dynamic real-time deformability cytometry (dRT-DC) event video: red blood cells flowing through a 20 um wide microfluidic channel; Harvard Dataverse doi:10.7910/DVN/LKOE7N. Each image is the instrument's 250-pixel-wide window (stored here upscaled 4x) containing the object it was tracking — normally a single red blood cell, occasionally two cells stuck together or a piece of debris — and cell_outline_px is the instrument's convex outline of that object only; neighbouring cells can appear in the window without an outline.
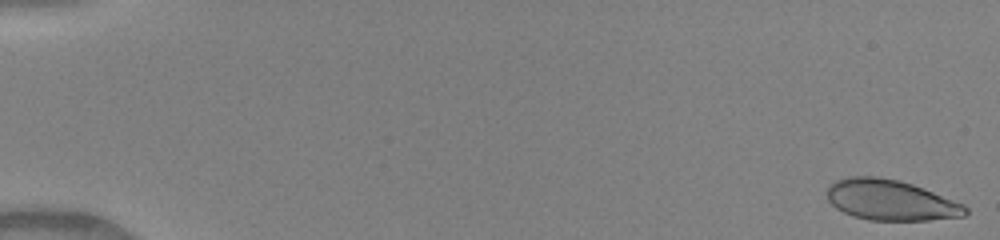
{"species": "human", "species_latin": "Homo sapiens", "temperature_condition": "warm", "stored_images_in_passage": 49, "camera_frame_rate_fps": 3000, "um_per_image_px": 0.085, "donor": {"sex": "female"}, "frame": {"image": 1, "passage_image": 1, "time_ms": 0.0, "image_size_px": [1000, 240], "cell_outline_px": [[968, 212], [964, 216], [928, 220], [868, 220], [852, 216], [836, 208], [828, 200], [828, 188], [836, 180], [848, 176], [876, 176], [900, 180], [924, 188], [964, 204], [968, 208]], "centroid_in_image_um": [75.71, 17.01], "position_along_channel_um": 9.3, "area_um2": 32.71}}
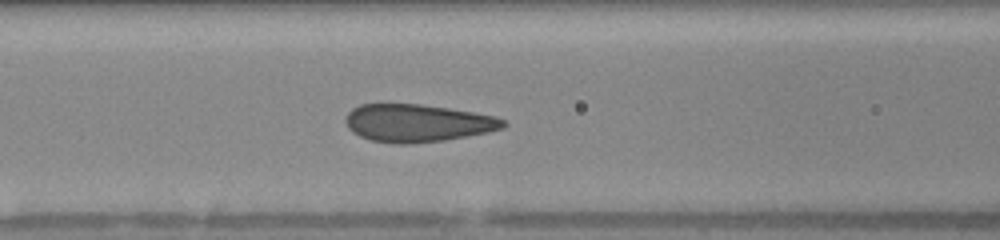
{"frame": {"image": 2, "passage_image": 22, "time_ms": 7.0, "image_size_px": [1000, 240], "cell_outline_px": [[508, 124], [504, 128], [488, 132], [468, 136], [444, 140], [408, 144], [396, 144], [368, 140], [352, 132], [348, 128], [344, 120], [348, 112], [352, 108], [360, 104], [420, 104], [448, 108], [496, 116], [504, 120]], "centroid_in_image_um": [35.47, 10.46], "position_along_channel_um": 131.1, "area_um2": 34.8}}
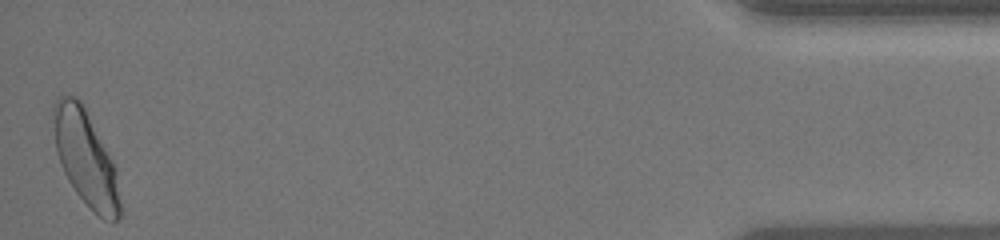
{"frame": {"image": 3, "passage_image": 49, "time_ms": 16.0, "image_size_px": [1000, 240], "cell_outline_px": [[124, 208], [120, 216], [112, 224], [104, 220], [76, 192], [68, 180], [60, 164], [56, 148], [52, 108], [56, 100], [60, 96], [76, 96], [80, 100], [112, 160], [116, 168]], "centroid_in_image_um": [7.33, 13.5], "position_along_channel_um": 427.9, "area_um2": 36.82}, "authors_computed_cell_mechanics": {"area_um2": 34.2176, "velocity_mm_per_s": 4.1453, "shape_relaxation_time_tau1_ms": 5.1745, "shape_relaxation_time_tau2_ms": null, "deformation_change_tau1": 0.1602, "deformation_change_tau2": null}}